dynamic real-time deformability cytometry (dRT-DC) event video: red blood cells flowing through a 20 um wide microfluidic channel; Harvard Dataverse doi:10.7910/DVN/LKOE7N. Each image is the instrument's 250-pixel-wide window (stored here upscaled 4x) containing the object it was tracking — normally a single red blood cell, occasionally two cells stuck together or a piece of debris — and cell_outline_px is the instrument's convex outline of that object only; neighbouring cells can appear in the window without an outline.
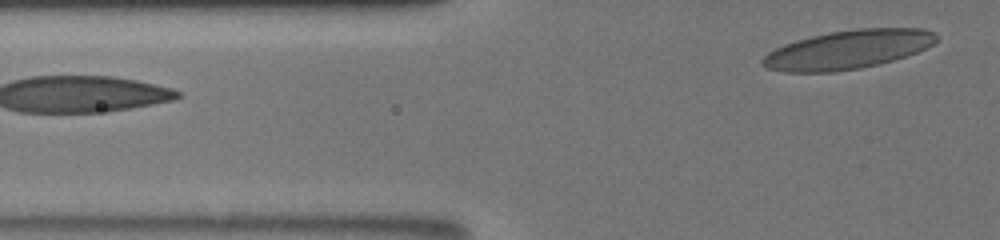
{"species": "human", "species_latin": "Homo sapiens", "temperature_condition": "room temperature", "stored_images_in_passage": 3, "segment_of_instrument_passage": [2, 2], "camera_frame_rate_fps": 3000, "um_per_image_px": 0.085, "donor": {"sex": "male"}, "frame": {"image": 1, "passage_image": 3, "time_ms": 2.0, "image_size_px": [1000, 240], "cell_outline_px": [[940, 36], [932, 44], [916, 52], [892, 60], [860, 68], [836, 72], [784, 72], [768, 68], [760, 64], [760, 60], [768, 52], [784, 44], [796, 40], [828, 32], [856, 28], [924, 28], [936, 32]], "centroid_in_image_um": [72.06, 4.2], "position_along_channel_um": 53.7, "area_um2": 39.3}}